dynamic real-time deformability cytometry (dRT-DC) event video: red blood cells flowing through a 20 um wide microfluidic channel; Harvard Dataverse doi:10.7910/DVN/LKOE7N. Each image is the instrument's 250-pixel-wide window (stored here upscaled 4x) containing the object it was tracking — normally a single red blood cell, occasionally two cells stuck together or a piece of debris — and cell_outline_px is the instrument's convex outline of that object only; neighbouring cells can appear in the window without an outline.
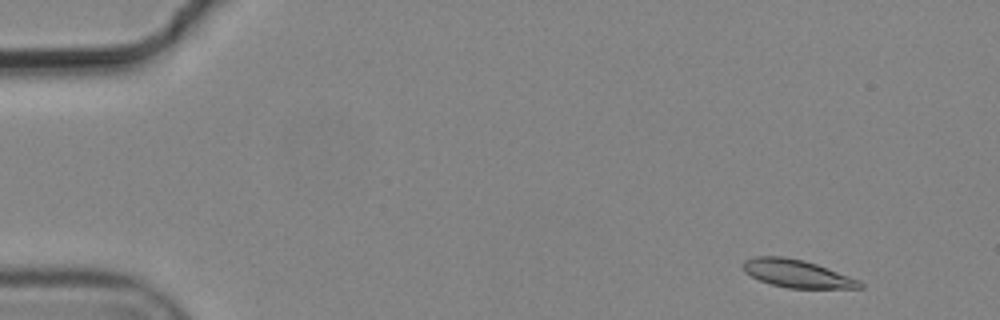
{"species": "common noctule bat (a hibernating species)", "species_latin": "Nyctalus noctula", "temperature_condition": "cold", "stored_images_in_passage": 5, "camera_frame_rate_fps": 3000, "um_per_image_px": 0.085, "animal": {"sex": "male", "body_mass_g": 19.2, "forearm_length_mm": 51.8}, "frame": {"image": 1, "passage_image": 1, "time_ms": 0.0, "image_size_px": [1000, 320], "cell_outline_px": [[864, 288], [788, 288], [772, 284], [760, 280], [744, 272], [744, 260], [756, 256], [784, 256], [804, 260], [816, 264], [860, 280], [864, 284]], "centroid_in_image_um": [67.76, 23.25], "position_along_channel_um": 17.2, "area_um2": 18.79}}
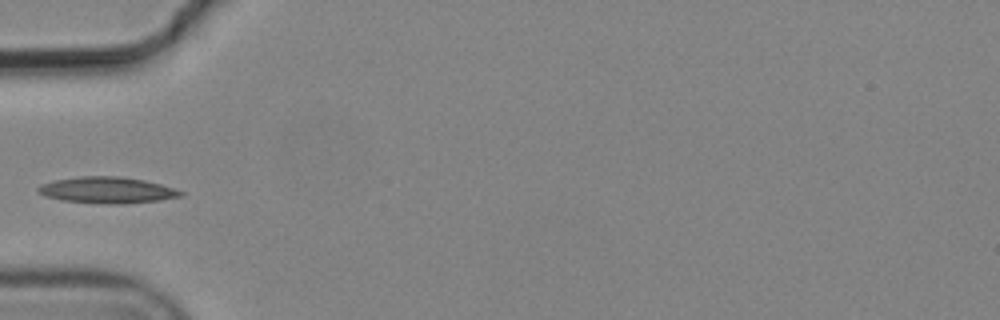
{"frame": {"image": 2, "passage_image": 5, "time_ms": 1.333, "image_size_px": [1000, 320], "cell_outline_px": [[184, 196], [160, 200], [124, 204], [108, 204], [64, 200], [48, 196], [36, 192], [36, 188], [40, 184], [52, 180], [80, 176], [116, 176], [144, 180], [160, 184], [184, 192]], "centroid_in_image_um": [9.09, 16.15], "position_along_channel_um": 75.9, "area_um2": 21.79}}